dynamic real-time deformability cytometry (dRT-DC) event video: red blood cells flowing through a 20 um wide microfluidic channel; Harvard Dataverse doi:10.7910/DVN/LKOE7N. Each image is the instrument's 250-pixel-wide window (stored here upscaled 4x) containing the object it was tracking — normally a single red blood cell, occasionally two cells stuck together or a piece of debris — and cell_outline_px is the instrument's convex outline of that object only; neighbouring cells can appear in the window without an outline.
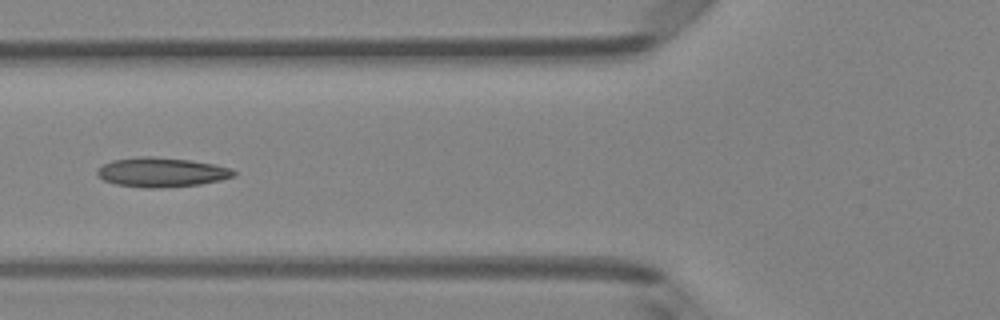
{"species": "Egyptian fruit bat (a non-hibernating species)", "species_latin": "Rousettus aegyptiacus", "temperature_condition": "room temperature", "stored_images_in_passage": 7, "camera_frame_rate_fps": 3000, "um_per_image_px": 0.085, "animal": {"sex": "female"}, "frame": {"image": 1, "passage_image": 6, "time_ms": 1.667, "image_size_px": [1000, 320], "cell_outline_px": [[236, 176], [220, 180], [200, 184], [160, 188], [144, 188], [116, 184], [104, 180], [96, 176], [96, 168], [112, 160], [140, 156], [152, 156], [192, 160], [232, 168], [236, 172]], "centroid_in_image_um": [13.71, 14.64], "position_along_channel_um": 112.1, "area_um2": 23.64}}
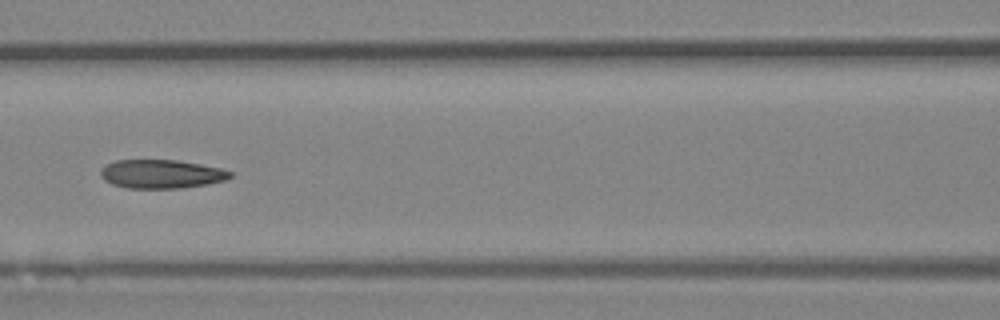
{"frame": {"image": 2, "passage_image": 7, "time_ms": 2.0, "image_size_px": [1000, 320], "cell_outline_px": [[232, 176], [224, 180], [208, 184], [180, 188], [128, 188], [112, 184], [104, 180], [100, 176], [100, 172], [108, 164], [116, 160], [176, 160], [200, 164], [220, 168], [232, 172]], "centroid_in_image_um": [13.72, 14.79], "position_along_channel_um": 152.9, "area_um2": 21.5}}